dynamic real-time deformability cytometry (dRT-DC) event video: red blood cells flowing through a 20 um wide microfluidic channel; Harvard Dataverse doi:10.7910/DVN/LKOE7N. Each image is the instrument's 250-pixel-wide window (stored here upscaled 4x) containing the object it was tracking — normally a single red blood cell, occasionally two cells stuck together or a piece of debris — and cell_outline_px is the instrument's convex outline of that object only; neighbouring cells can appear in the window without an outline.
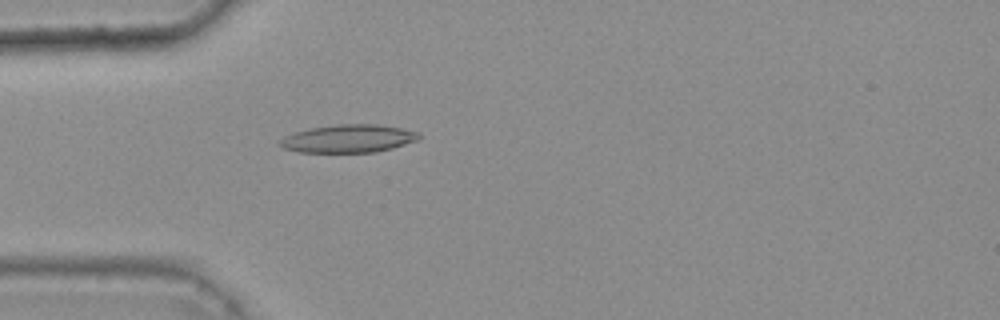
{"species": "common noctule bat (a hibernating species)", "species_latin": "Nyctalus noctula", "temperature_condition": "warm", "stored_images_in_passage": 10, "camera_frame_rate_fps": 3000, "um_per_image_px": 0.085, "animal": {"sex": "female", "body_mass_g": 25.1}, "frame": {"image": 1, "passage_image": 7, "time_ms": 2.0, "image_size_px": [1000, 320], "cell_outline_px": [[420, 136], [416, 140], [392, 148], [376, 152], [296, 152], [284, 148], [276, 144], [284, 136], [296, 132], [312, 128], [336, 124], [376, 124], [400, 128], [420, 132]], "centroid_in_image_um": [29.58, 11.78], "position_along_channel_um": 55.4, "area_um2": 22.54}}